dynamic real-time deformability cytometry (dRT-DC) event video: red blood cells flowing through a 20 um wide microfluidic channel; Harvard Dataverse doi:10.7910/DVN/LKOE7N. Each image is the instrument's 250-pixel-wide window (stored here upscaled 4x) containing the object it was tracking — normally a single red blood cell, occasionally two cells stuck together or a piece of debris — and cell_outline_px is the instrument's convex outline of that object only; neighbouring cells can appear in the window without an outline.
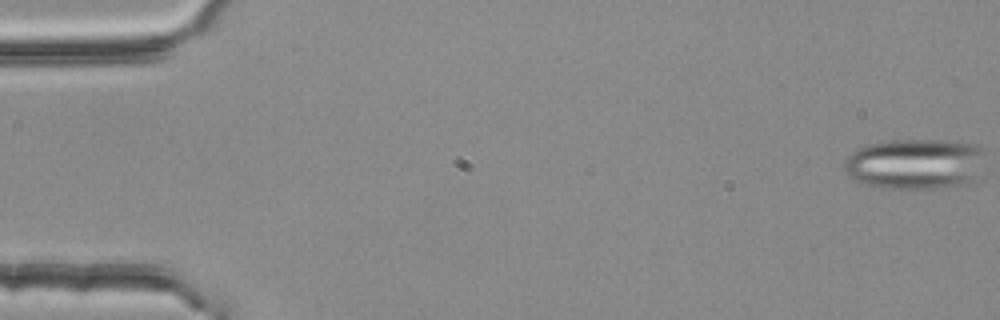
{"species": "common noctule bat (a hibernating species)", "species_latin": "Nyctalus noctula", "temperature_condition": "room temperature", "stored_images_in_passage": 54, "segment_of_instrument_passage": [1, 2], "camera_frame_rate_fps": 3000, "um_per_image_px": 0.085, "animal": {"sex": "female", "body_mass_g": 25.1}, "frame": {"image": 1, "passage_image": 1, "time_ms": 0.0, "image_size_px": [1000, 320], "cell_outline_px": [[984, 152], [976, 180], [968, 184], [936, 188], [884, 188], [868, 184], [856, 180], [848, 176], [844, 168], [844, 160], [852, 152], [868, 144], [892, 140], [940, 140], [976, 144], [984, 148]], "centroid_in_image_um": [77.8, 13.93], "position_along_channel_um": 7.2, "area_um2": 41.62}}